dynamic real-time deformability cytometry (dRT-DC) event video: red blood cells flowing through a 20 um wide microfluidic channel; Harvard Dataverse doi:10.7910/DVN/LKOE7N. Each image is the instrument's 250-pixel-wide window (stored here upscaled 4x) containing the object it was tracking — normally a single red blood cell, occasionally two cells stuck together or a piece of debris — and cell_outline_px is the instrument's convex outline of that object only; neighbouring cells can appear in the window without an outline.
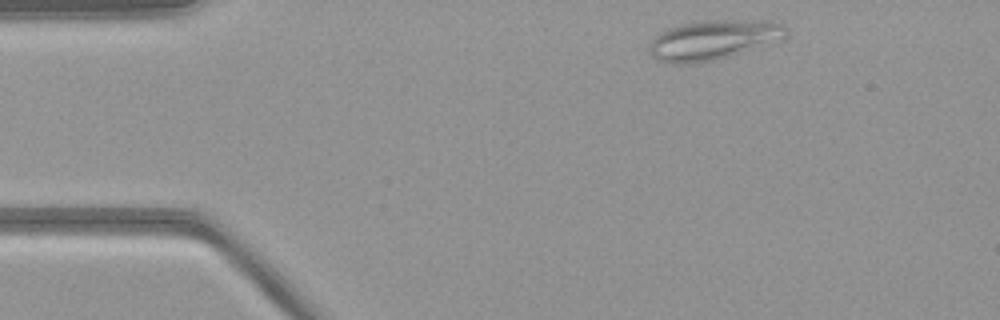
{"species": "common noctule bat (a hibernating species)", "species_latin": "Nyctalus noctula", "temperature_condition": "warm", "stored_images_in_passage": 47, "camera_frame_rate_fps": 3000, "um_per_image_px": 0.085, "animal": {"sex": "female", "body_mass_g": 21.9}, "frame": {"image": 1, "passage_image": 3, "time_ms": 0.667, "image_size_px": [1000, 320], "cell_outline_px": [[788, 36], [784, 40], [712, 60], [688, 64], [676, 64], [656, 60], [648, 52], [648, 44], [660, 32], [668, 28], [680, 24], [704, 20], [772, 20], [784, 24], [788, 28]], "centroid_in_image_um": [60.67, 3.37], "position_along_channel_um": 24.3, "area_um2": 32.02}}
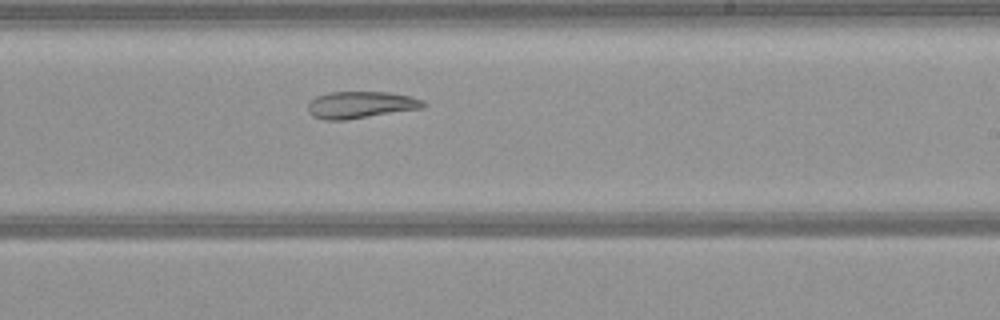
{"frame": {"image": 2, "passage_image": 26, "time_ms": 8.333, "image_size_px": [1000, 320], "cell_outline_px": [[428, 104], [424, 108], [344, 120], [324, 120], [312, 116], [308, 112], [308, 104], [316, 96], [328, 92], [388, 92], [408, 96], [424, 100]], "centroid_in_image_um": [30.66, 8.91], "position_along_channel_um": 258.3, "area_um2": 18.15}}
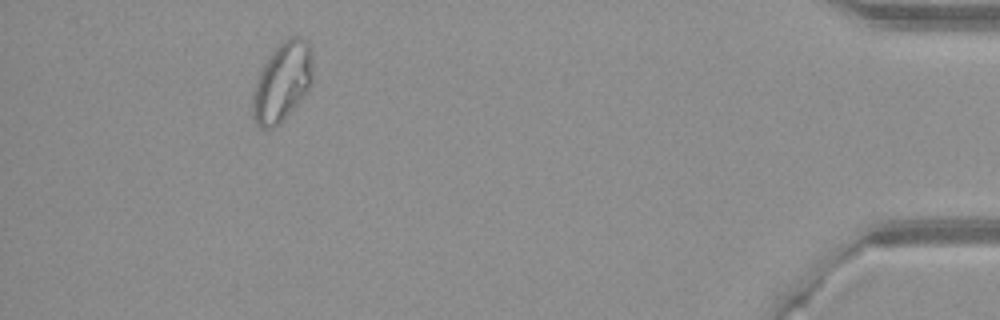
{"frame": {"image": 3, "passage_image": 43, "time_ms": 14.0, "image_size_px": [1000, 320], "cell_outline_px": [[312, 80], [308, 92], [280, 124], [272, 128], [260, 128], [256, 124], [252, 116], [252, 92], [256, 80], [264, 60], [284, 40], [292, 36], [300, 36], [312, 48]], "centroid_in_image_um": [23.98, 6.99], "position_along_channel_um": 411.2, "area_um2": 28.15}}